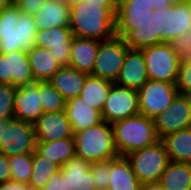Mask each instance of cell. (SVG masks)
Instances as JSON below:
<instances>
[{"label": "cell", "instance_id": "6da1fadb", "mask_svg": "<svg viewBox=\"0 0 191 190\" xmlns=\"http://www.w3.org/2000/svg\"><path fill=\"white\" fill-rule=\"evenodd\" d=\"M117 8L88 2L70 5L69 26L73 36L99 41L113 38Z\"/></svg>", "mask_w": 191, "mask_h": 190}, {"label": "cell", "instance_id": "7a4b0ae2", "mask_svg": "<svg viewBox=\"0 0 191 190\" xmlns=\"http://www.w3.org/2000/svg\"><path fill=\"white\" fill-rule=\"evenodd\" d=\"M37 34L33 15L21 13L13 3L0 11V53L29 51Z\"/></svg>", "mask_w": 191, "mask_h": 190}, {"label": "cell", "instance_id": "3957f363", "mask_svg": "<svg viewBox=\"0 0 191 190\" xmlns=\"http://www.w3.org/2000/svg\"><path fill=\"white\" fill-rule=\"evenodd\" d=\"M112 126L115 148L122 157L160 140L153 119L142 114L116 121Z\"/></svg>", "mask_w": 191, "mask_h": 190}, {"label": "cell", "instance_id": "277c9868", "mask_svg": "<svg viewBox=\"0 0 191 190\" xmlns=\"http://www.w3.org/2000/svg\"><path fill=\"white\" fill-rule=\"evenodd\" d=\"M76 156L89 162L119 157L114 144L112 124L102 121L73 134Z\"/></svg>", "mask_w": 191, "mask_h": 190}, {"label": "cell", "instance_id": "5b68a950", "mask_svg": "<svg viewBox=\"0 0 191 190\" xmlns=\"http://www.w3.org/2000/svg\"><path fill=\"white\" fill-rule=\"evenodd\" d=\"M141 184L159 183L169 162L167 151L160 139L155 144L125 156Z\"/></svg>", "mask_w": 191, "mask_h": 190}, {"label": "cell", "instance_id": "8992f818", "mask_svg": "<svg viewBox=\"0 0 191 190\" xmlns=\"http://www.w3.org/2000/svg\"><path fill=\"white\" fill-rule=\"evenodd\" d=\"M149 80L176 83L180 59L170 43H160L141 49Z\"/></svg>", "mask_w": 191, "mask_h": 190}, {"label": "cell", "instance_id": "52a82bcc", "mask_svg": "<svg viewBox=\"0 0 191 190\" xmlns=\"http://www.w3.org/2000/svg\"><path fill=\"white\" fill-rule=\"evenodd\" d=\"M34 125L15 118L5 122L0 137V152L7 157L33 153L36 149Z\"/></svg>", "mask_w": 191, "mask_h": 190}, {"label": "cell", "instance_id": "ba28073f", "mask_svg": "<svg viewBox=\"0 0 191 190\" xmlns=\"http://www.w3.org/2000/svg\"><path fill=\"white\" fill-rule=\"evenodd\" d=\"M178 90L174 83L147 80L138 90L140 114L155 118L172 104Z\"/></svg>", "mask_w": 191, "mask_h": 190}, {"label": "cell", "instance_id": "9c48e42d", "mask_svg": "<svg viewBox=\"0 0 191 190\" xmlns=\"http://www.w3.org/2000/svg\"><path fill=\"white\" fill-rule=\"evenodd\" d=\"M129 47L115 35L100 42L92 76L115 82L124 63Z\"/></svg>", "mask_w": 191, "mask_h": 190}, {"label": "cell", "instance_id": "30bf717a", "mask_svg": "<svg viewBox=\"0 0 191 190\" xmlns=\"http://www.w3.org/2000/svg\"><path fill=\"white\" fill-rule=\"evenodd\" d=\"M140 114L138 91L112 83L101 111L102 120L109 124Z\"/></svg>", "mask_w": 191, "mask_h": 190}, {"label": "cell", "instance_id": "8fae6325", "mask_svg": "<svg viewBox=\"0 0 191 190\" xmlns=\"http://www.w3.org/2000/svg\"><path fill=\"white\" fill-rule=\"evenodd\" d=\"M156 133L162 139L170 133L191 127V106L183 94H177L166 111L153 118Z\"/></svg>", "mask_w": 191, "mask_h": 190}, {"label": "cell", "instance_id": "7c38bea8", "mask_svg": "<svg viewBox=\"0 0 191 190\" xmlns=\"http://www.w3.org/2000/svg\"><path fill=\"white\" fill-rule=\"evenodd\" d=\"M35 83L27 51L0 53V84L23 87Z\"/></svg>", "mask_w": 191, "mask_h": 190}, {"label": "cell", "instance_id": "4fadbf2b", "mask_svg": "<svg viewBox=\"0 0 191 190\" xmlns=\"http://www.w3.org/2000/svg\"><path fill=\"white\" fill-rule=\"evenodd\" d=\"M72 38L70 27L45 28L37 31L35 46L49 50L61 67L69 66Z\"/></svg>", "mask_w": 191, "mask_h": 190}, {"label": "cell", "instance_id": "5bb4252c", "mask_svg": "<svg viewBox=\"0 0 191 190\" xmlns=\"http://www.w3.org/2000/svg\"><path fill=\"white\" fill-rule=\"evenodd\" d=\"M33 125L37 142H51L73 137L65 110L43 113Z\"/></svg>", "mask_w": 191, "mask_h": 190}, {"label": "cell", "instance_id": "9a60e30c", "mask_svg": "<svg viewBox=\"0 0 191 190\" xmlns=\"http://www.w3.org/2000/svg\"><path fill=\"white\" fill-rule=\"evenodd\" d=\"M43 113L39 94V81L17 87L14 95V118L34 124Z\"/></svg>", "mask_w": 191, "mask_h": 190}, {"label": "cell", "instance_id": "2e32d148", "mask_svg": "<svg viewBox=\"0 0 191 190\" xmlns=\"http://www.w3.org/2000/svg\"><path fill=\"white\" fill-rule=\"evenodd\" d=\"M147 80V67L142 50L129 48L114 83L138 91Z\"/></svg>", "mask_w": 191, "mask_h": 190}, {"label": "cell", "instance_id": "e0dca14e", "mask_svg": "<svg viewBox=\"0 0 191 190\" xmlns=\"http://www.w3.org/2000/svg\"><path fill=\"white\" fill-rule=\"evenodd\" d=\"M90 163L81 157H71L60 170L63 173V190H94V180L90 172Z\"/></svg>", "mask_w": 191, "mask_h": 190}, {"label": "cell", "instance_id": "ac0fdd59", "mask_svg": "<svg viewBox=\"0 0 191 190\" xmlns=\"http://www.w3.org/2000/svg\"><path fill=\"white\" fill-rule=\"evenodd\" d=\"M37 31L56 27H70V5L54 0H44L41 10L33 15Z\"/></svg>", "mask_w": 191, "mask_h": 190}, {"label": "cell", "instance_id": "d6986e66", "mask_svg": "<svg viewBox=\"0 0 191 190\" xmlns=\"http://www.w3.org/2000/svg\"><path fill=\"white\" fill-rule=\"evenodd\" d=\"M100 42L95 39L73 36L69 66L80 72L92 75Z\"/></svg>", "mask_w": 191, "mask_h": 190}, {"label": "cell", "instance_id": "ffe728a7", "mask_svg": "<svg viewBox=\"0 0 191 190\" xmlns=\"http://www.w3.org/2000/svg\"><path fill=\"white\" fill-rule=\"evenodd\" d=\"M65 111L73 134L103 121L101 112L87 106L79 96L66 100Z\"/></svg>", "mask_w": 191, "mask_h": 190}, {"label": "cell", "instance_id": "44dd1931", "mask_svg": "<svg viewBox=\"0 0 191 190\" xmlns=\"http://www.w3.org/2000/svg\"><path fill=\"white\" fill-rule=\"evenodd\" d=\"M88 74L70 66H62L49 80L65 100L80 95Z\"/></svg>", "mask_w": 191, "mask_h": 190}, {"label": "cell", "instance_id": "7402d4cb", "mask_svg": "<svg viewBox=\"0 0 191 190\" xmlns=\"http://www.w3.org/2000/svg\"><path fill=\"white\" fill-rule=\"evenodd\" d=\"M109 175L107 190H140L142 185L126 157L111 159Z\"/></svg>", "mask_w": 191, "mask_h": 190}, {"label": "cell", "instance_id": "603a6c76", "mask_svg": "<svg viewBox=\"0 0 191 190\" xmlns=\"http://www.w3.org/2000/svg\"><path fill=\"white\" fill-rule=\"evenodd\" d=\"M154 9L151 5L142 4H118L115 30L137 29L150 19Z\"/></svg>", "mask_w": 191, "mask_h": 190}, {"label": "cell", "instance_id": "cb8c5ba5", "mask_svg": "<svg viewBox=\"0 0 191 190\" xmlns=\"http://www.w3.org/2000/svg\"><path fill=\"white\" fill-rule=\"evenodd\" d=\"M33 78L36 81H49L61 68L51 52L45 48L34 46L27 51Z\"/></svg>", "mask_w": 191, "mask_h": 190}, {"label": "cell", "instance_id": "d4e9b609", "mask_svg": "<svg viewBox=\"0 0 191 190\" xmlns=\"http://www.w3.org/2000/svg\"><path fill=\"white\" fill-rule=\"evenodd\" d=\"M161 140L169 161L191 164V127L170 133Z\"/></svg>", "mask_w": 191, "mask_h": 190}, {"label": "cell", "instance_id": "484cf974", "mask_svg": "<svg viewBox=\"0 0 191 190\" xmlns=\"http://www.w3.org/2000/svg\"><path fill=\"white\" fill-rule=\"evenodd\" d=\"M159 184L164 190H191V164L169 161Z\"/></svg>", "mask_w": 191, "mask_h": 190}, {"label": "cell", "instance_id": "4316f807", "mask_svg": "<svg viewBox=\"0 0 191 190\" xmlns=\"http://www.w3.org/2000/svg\"><path fill=\"white\" fill-rule=\"evenodd\" d=\"M112 83L107 79L88 75L79 97L87 106L101 112Z\"/></svg>", "mask_w": 191, "mask_h": 190}, {"label": "cell", "instance_id": "83f0119b", "mask_svg": "<svg viewBox=\"0 0 191 190\" xmlns=\"http://www.w3.org/2000/svg\"><path fill=\"white\" fill-rule=\"evenodd\" d=\"M35 150L59 167L76 155L73 137L51 142H37Z\"/></svg>", "mask_w": 191, "mask_h": 190}, {"label": "cell", "instance_id": "f1b7e54d", "mask_svg": "<svg viewBox=\"0 0 191 190\" xmlns=\"http://www.w3.org/2000/svg\"><path fill=\"white\" fill-rule=\"evenodd\" d=\"M32 157L33 171L28 185L34 190H39L48 183L58 170H60V167L53 161L41 156L36 150L33 152Z\"/></svg>", "mask_w": 191, "mask_h": 190}, {"label": "cell", "instance_id": "f546056e", "mask_svg": "<svg viewBox=\"0 0 191 190\" xmlns=\"http://www.w3.org/2000/svg\"><path fill=\"white\" fill-rule=\"evenodd\" d=\"M191 32V0L172 5L170 14V42L180 35Z\"/></svg>", "mask_w": 191, "mask_h": 190}, {"label": "cell", "instance_id": "4dcf8cb0", "mask_svg": "<svg viewBox=\"0 0 191 190\" xmlns=\"http://www.w3.org/2000/svg\"><path fill=\"white\" fill-rule=\"evenodd\" d=\"M116 35L131 49H143L152 46L151 19L137 29L115 30Z\"/></svg>", "mask_w": 191, "mask_h": 190}, {"label": "cell", "instance_id": "1f68e13d", "mask_svg": "<svg viewBox=\"0 0 191 190\" xmlns=\"http://www.w3.org/2000/svg\"><path fill=\"white\" fill-rule=\"evenodd\" d=\"M172 6L154 10L151 19L152 46L160 43H170V14Z\"/></svg>", "mask_w": 191, "mask_h": 190}, {"label": "cell", "instance_id": "d6a6232c", "mask_svg": "<svg viewBox=\"0 0 191 190\" xmlns=\"http://www.w3.org/2000/svg\"><path fill=\"white\" fill-rule=\"evenodd\" d=\"M39 94L44 113L65 110L66 100L49 81H39Z\"/></svg>", "mask_w": 191, "mask_h": 190}, {"label": "cell", "instance_id": "836d02e7", "mask_svg": "<svg viewBox=\"0 0 191 190\" xmlns=\"http://www.w3.org/2000/svg\"><path fill=\"white\" fill-rule=\"evenodd\" d=\"M33 153L8 157L11 167V180L28 184L32 174Z\"/></svg>", "mask_w": 191, "mask_h": 190}, {"label": "cell", "instance_id": "e575fe53", "mask_svg": "<svg viewBox=\"0 0 191 190\" xmlns=\"http://www.w3.org/2000/svg\"><path fill=\"white\" fill-rule=\"evenodd\" d=\"M17 87L10 84H0V120L14 118V95Z\"/></svg>", "mask_w": 191, "mask_h": 190}, {"label": "cell", "instance_id": "d590c367", "mask_svg": "<svg viewBox=\"0 0 191 190\" xmlns=\"http://www.w3.org/2000/svg\"><path fill=\"white\" fill-rule=\"evenodd\" d=\"M111 159L90 163V172L97 190H107L109 183Z\"/></svg>", "mask_w": 191, "mask_h": 190}, {"label": "cell", "instance_id": "8d00e7d4", "mask_svg": "<svg viewBox=\"0 0 191 190\" xmlns=\"http://www.w3.org/2000/svg\"><path fill=\"white\" fill-rule=\"evenodd\" d=\"M175 85L179 94H184L191 90V59L180 60Z\"/></svg>", "mask_w": 191, "mask_h": 190}, {"label": "cell", "instance_id": "74e56055", "mask_svg": "<svg viewBox=\"0 0 191 190\" xmlns=\"http://www.w3.org/2000/svg\"><path fill=\"white\" fill-rule=\"evenodd\" d=\"M170 45L180 60L191 59V32L180 35Z\"/></svg>", "mask_w": 191, "mask_h": 190}, {"label": "cell", "instance_id": "f35d334b", "mask_svg": "<svg viewBox=\"0 0 191 190\" xmlns=\"http://www.w3.org/2000/svg\"><path fill=\"white\" fill-rule=\"evenodd\" d=\"M184 1L185 0H118V4L151 5V9L159 10L161 8L183 3Z\"/></svg>", "mask_w": 191, "mask_h": 190}, {"label": "cell", "instance_id": "ab89813d", "mask_svg": "<svg viewBox=\"0 0 191 190\" xmlns=\"http://www.w3.org/2000/svg\"><path fill=\"white\" fill-rule=\"evenodd\" d=\"M44 0H14L21 13L34 15L42 9Z\"/></svg>", "mask_w": 191, "mask_h": 190}, {"label": "cell", "instance_id": "60d3db41", "mask_svg": "<svg viewBox=\"0 0 191 190\" xmlns=\"http://www.w3.org/2000/svg\"><path fill=\"white\" fill-rule=\"evenodd\" d=\"M11 180V167L8 157L0 152V183Z\"/></svg>", "mask_w": 191, "mask_h": 190}, {"label": "cell", "instance_id": "b9f144b4", "mask_svg": "<svg viewBox=\"0 0 191 190\" xmlns=\"http://www.w3.org/2000/svg\"><path fill=\"white\" fill-rule=\"evenodd\" d=\"M39 190H63V173L61 170H58L48 183Z\"/></svg>", "mask_w": 191, "mask_h": 190}, {"label": "cell", "instance_id": "7bdbcfd3", "mask_svg": "<svg viewBox=\"0 0 191 190\" xmlns=\"http://www.w3.org/2000/svg\"><path fill=\"white\" fill-rule=\"evenodd\" d=\"M0 190H34L28 184L13 180L0 183Z\"/></svg>", "mask_w": 191, "mask_h": 190}, {"label": "cell", "instance_id": "ee69618b", "mask_svg": "<svg viewBox=\"0 0 191 190\" xmlns=\"http://www.w3.org/2000/svg\"><path fill=\"white\" fill-rule=\"evenodd\" d=\"M88 2L90 4H99L102 7H118V0H68L69 5Z\"/></svg>", "mask_w": 191, "mask_h": 190}, {"label": "cell", "instance_id": "f6af8a7d", "mask_svg": "<svg viewBox=\"0 0 191 190\" xmlns=\"http://www.w3.org/2000/svg\"><path fill=\"white\" fill-rule=\"evenodd\" d=\"M140 190H164L159 183H146L142 184Z\"/></svg>", "mask_w": 191, "mask_h": 190}, {"label": "cell", "instance_id": "bcb514c9", "mask_svg": "<svg viewBox=\"0 0 191 190\" xmlns=\"http://www.w3.org/2000/svg\"><path fill=\"white\" fill-rule=\"evenodd\" d=\"M14 3V0H0V11L5 9L6 7H9Z\"/></svg>", "mask_w": 191, "mask_h": 190}, {"label": "cell", "instance_id": "7dc6e473", "mask_svg": "<svg viewBox=\"0 0 191 190\" xmlns=\"http://www.w3.org/2000/svg\"><path fill=\"white\" fill-rule=\"evenodd\" d=\"M183 95H184V96L186 97V99L189 101L190 106H191V90L185 92Z\"/></svg>", "mask_w": 191, "mask_h": 190}, {"label": "cell", "instance_id": "c3c4849f", "mask_svg": "<svg viewBox=\"0 0 191 190\" xmlns=\"http://www.w3.org/2000/svg\"><path fill=\"white\" fill-rule=\"evenodd\" d=\"M5 122H6V121H1V120H0V137L2 136V131L4 130Z\"/></svg>", "mask_w": 191, "mask_h": 190}, {"label": "cell", "instance_id": "681fc988", "mask_svg": "<svg viewBox=\"0 0 191 190\" xmlns=\"http://www.w3.org/2000/svg\"><path fill=\"white\" fill-rule=\"evenodd\" d=\"M54 1L62 2V3H68V0H54Z\"/></svg>", "mask_w": 191, "mask_h": 190}]
</instances>
